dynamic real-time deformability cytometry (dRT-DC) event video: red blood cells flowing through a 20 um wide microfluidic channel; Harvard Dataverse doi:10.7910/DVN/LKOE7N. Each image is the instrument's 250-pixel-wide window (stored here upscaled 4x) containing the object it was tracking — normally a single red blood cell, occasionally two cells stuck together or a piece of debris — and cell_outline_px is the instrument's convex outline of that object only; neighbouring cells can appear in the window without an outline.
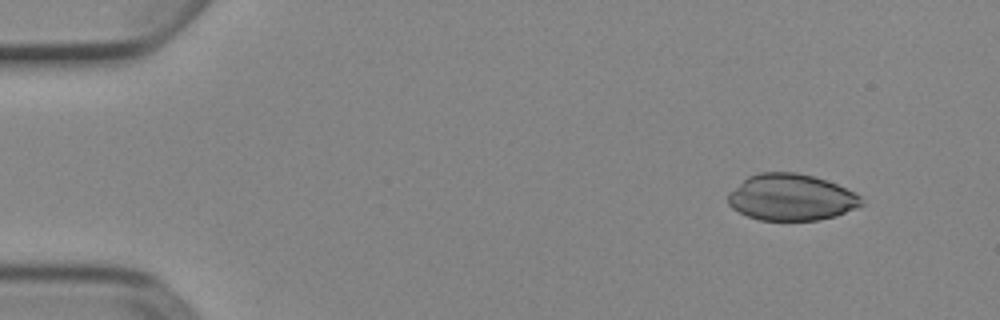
{"species": "Egyptian fruit bat (a non-hibernating species)", "species_latin": "Rousettus aegyptiacus", "temperature_condition": "cold", "stored_images_in_passage": 6, "camera_frame_rate_fps": 3000, "um_per_image_px": 0.085, "animal": {"sex": "female"}, "frame": {"image": 1, "passage_image": 2, "time_ms": 0.333, "image_size_px": [1000, 320], "cell_outline_px": [[864, 204], [836, 216], [816, 220], [760, 220], [748, 216], [732, 208], [728, 204], [728, 192], [748, 176], [760, 172], [796, 172], [812, 176], [836, 184], [860, 196]], "centroid_in_image_um": [67.21, 16.77], "position_along_channel_um": 17.8, "area_um2": 35.89}}